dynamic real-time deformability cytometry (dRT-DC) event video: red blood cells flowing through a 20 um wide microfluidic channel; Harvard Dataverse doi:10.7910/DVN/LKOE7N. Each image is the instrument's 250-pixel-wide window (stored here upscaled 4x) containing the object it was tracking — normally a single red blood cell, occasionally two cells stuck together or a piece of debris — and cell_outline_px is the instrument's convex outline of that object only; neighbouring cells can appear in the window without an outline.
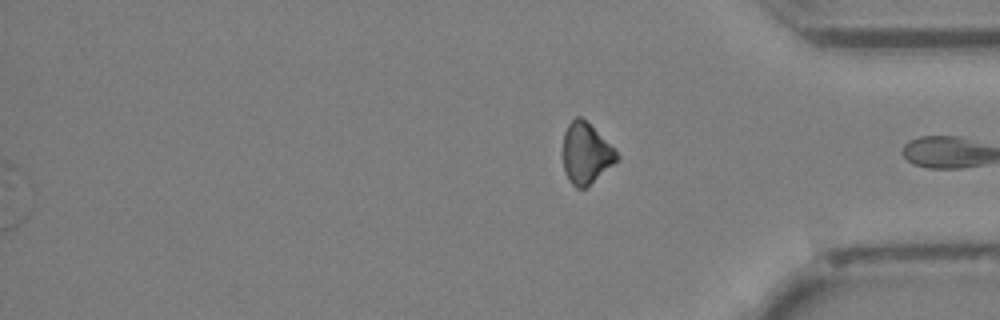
{"species": "Egyptian fruit bat (a non-hibernating species)", "species_latin": "Rousettus aegyptiacus", "temperature_condition": "cold", "stored_images_in_passage": 44, "segment_of_instrument_passage": [3, 3], "camera_frame_rate_fps": 3000, "um_per_image_px": 0.085, "animal": {"sex": "female"}, "frame": {"image": 1, "passage_image": 44, "time_ms": 14.333, "image_size_px": [1000, 320], "cell_outline_px": [[620, 156], [588, 188], [576, 188], [568, 180], [564, 172], [564, 132], [568, 124], [576, 116], [580, 116]], "centroid_in_image_um": [49.76, 13.09], "position_along_channel_um": 385.4, "area_um2": 18.5}}